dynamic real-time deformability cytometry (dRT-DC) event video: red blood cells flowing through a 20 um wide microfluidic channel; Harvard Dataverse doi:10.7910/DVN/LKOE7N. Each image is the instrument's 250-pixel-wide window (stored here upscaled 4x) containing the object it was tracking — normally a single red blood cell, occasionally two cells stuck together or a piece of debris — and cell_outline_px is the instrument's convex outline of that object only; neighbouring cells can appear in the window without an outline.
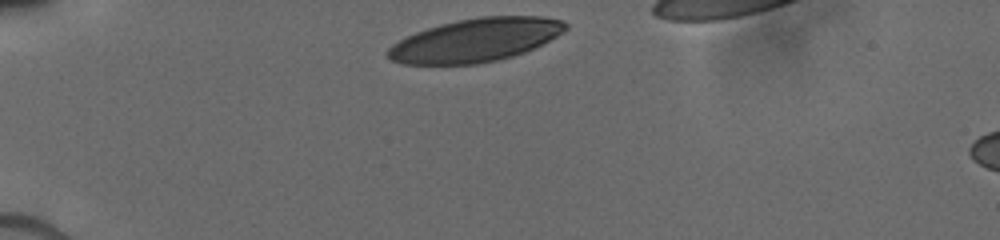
{"species": "human", "species_latin": "Homo sapiens", "temperature_condition": "cold", "stored_images_in_passage": 5, "camera_frame_rate_fps": 3000, "um_per_image_px": 0.085, "donor": {"sex": "male"}, "frame": {"image": 1, "passage_image": 1, "time_ms": 0.0, "image_size_px": [1000, 240], "cell_outline_px": [[568, 28], [556, 36], [524, 52], [512, 56], [496, 60], [476, 64], [404, 64], [392, 60], [388, 56], [388, 48], [392, 44], [416, 32], [440, 24], [456, 20], [480, 16], [540, 16], [560, 20], [568, 24]], "centroid_in_image_um": [40.41, 3.4], "position_along_channel_um": 44.6, "area_um2": 44.39}}